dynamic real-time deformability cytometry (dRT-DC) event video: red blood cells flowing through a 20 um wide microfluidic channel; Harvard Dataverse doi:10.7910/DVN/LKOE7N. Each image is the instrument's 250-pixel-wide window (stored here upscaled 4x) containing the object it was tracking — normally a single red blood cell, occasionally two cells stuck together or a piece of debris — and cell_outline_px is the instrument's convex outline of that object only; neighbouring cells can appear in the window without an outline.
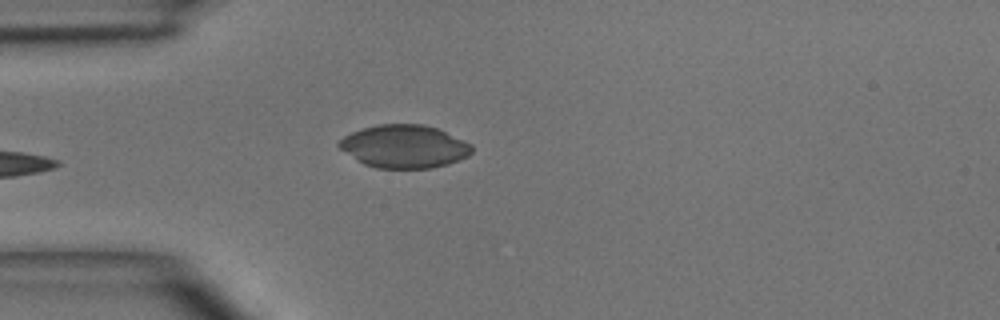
{"species": "common noctule bat (a hibernating species)", "species_latin": "Nyctalus noctula", "temperature_condition": "room temperature", "stored_images_in_passage": 4, "camera_frame_rate_fps": 3000, "um_per_image_px": 0.085, "animal": {"sex": "male", "body_mass_g": 15.6}, "frame": {"image": 1, "passage_image": 4, "time_ms": 3.333, "image_size_px": [1000, 320], "cell_outline_px": [[472, 152], [468, 156], [448, 164], [432, 168], [376, 168], [364, 164], [356, 160], [340, 148], [336, 144], [344, 136], [352, 132], [364, 128], [380, 124], [424, 124], [436, 128], [464, 140], [472, 144]], "centroid_in_image_um": [34.37, 12.45], "position_along_channel_um": 50.6, "area_um2": 33.18}}